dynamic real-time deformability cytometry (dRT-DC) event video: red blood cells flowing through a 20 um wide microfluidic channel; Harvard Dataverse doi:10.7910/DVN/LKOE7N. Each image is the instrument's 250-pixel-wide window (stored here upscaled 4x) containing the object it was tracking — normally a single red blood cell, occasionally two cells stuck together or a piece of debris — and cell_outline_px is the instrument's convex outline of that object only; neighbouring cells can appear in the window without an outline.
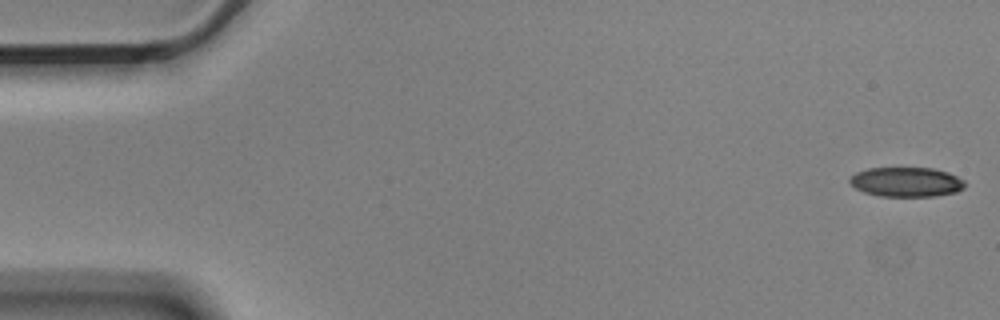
{"species": "Egyptian fruit bat (a non-hibernating species)", "species_latin": "Rousettus aegyptiacus", "temperature_condition": "cold", "stored_images_in_passage": 56, "camera_frame_rate_fps": 3000, "um_per_image_px": 0.085, "animal": {"sex": "male"}, "frame": {"image": 1, "passage_image": 1, "time_ms": 0.0, "image_size_px": [1000, 320], "cell_outline_px": [[964, 188], [956, 192], [936, 196], [880, 196], [864, 192], [856, 188], [848, 180], [856, 172], [868, 168], [932, 168], [948, 172], [964, 180]], "centroid_in_image_um": [77.05, 15.47], "position_along_channel_um": 8.0, "area_um2": 19.77}}
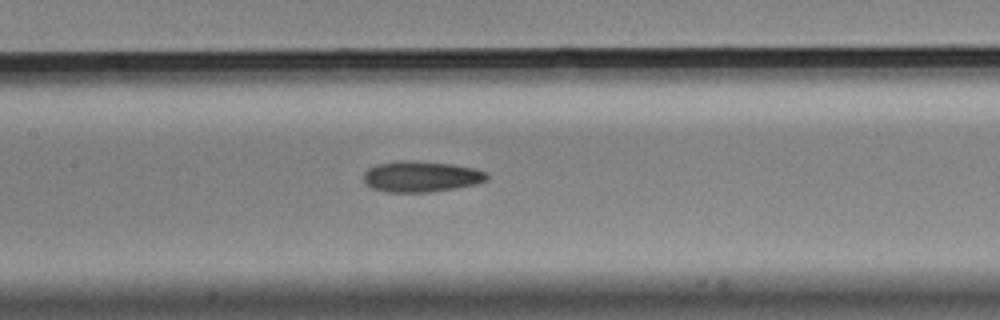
{"frame": {"image": 2, "passage_image": 26, "time_ms": 8.333, "image_size_px": [1000, 320], "cell_outline_px": [[488, 180], [476, 184], [456, 188], [432, 192], [388, 192], [372, 188], [364, 184], [364, 172], [368, 168], [376, 164], [396, 160], [412, 160], [452, 164], [476, 168], [488, 172]], "centroid_in_image_um": [35.8, 15.0], "position_along_channel_um": 171.6, "area_um2": 22.6}}
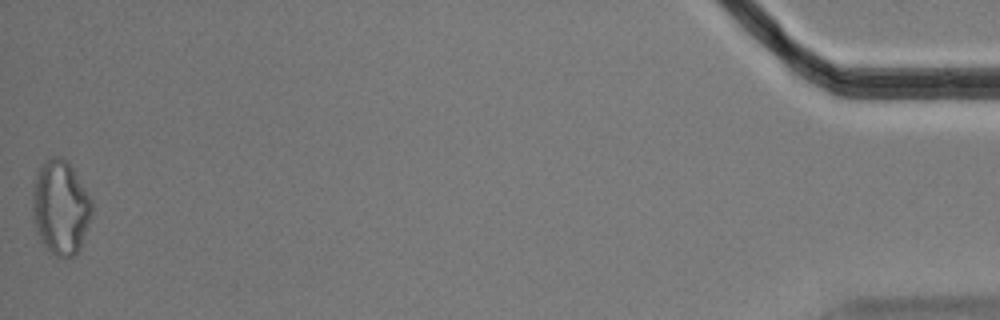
{"frame": {"image": 3, "passage_image": 56, "time_ms": 18.333, "image_size_px": [1000, 320], "cell_outline_px": [[92, 212], [80, 248], [72, 256], [56, 256], [40, 240], [36, 232], [32, 220], [32, 192], [36, 176], [40, 168], [52, 156], [60, 156], [68, 160], [92, 200]], "centroid_in_image_um": [5.13, 17.62], "position_along_channel_um": 430.1, "area_um2": 32.43}, "authors_computed_cell_mechanics": {"area_um2": 21.964, "velocity_mm_per_s": 3.5405, "shape_relaxation_time_tau1_ms": null, "shape_relaxation_time_tau2_ms": 6.8225, "deformation_change_tau1": null, "deformation_change_tau2": 0.1459}}